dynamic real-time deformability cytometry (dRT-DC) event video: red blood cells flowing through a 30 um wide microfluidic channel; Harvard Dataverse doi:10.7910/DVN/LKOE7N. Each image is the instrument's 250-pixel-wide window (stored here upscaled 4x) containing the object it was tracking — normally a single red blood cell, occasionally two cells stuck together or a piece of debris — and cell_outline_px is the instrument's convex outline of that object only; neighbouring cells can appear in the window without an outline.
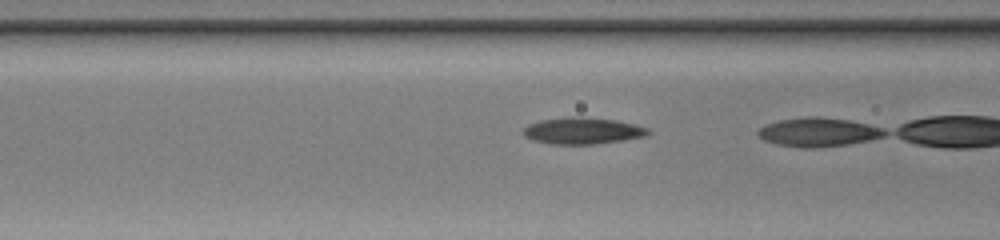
{"species": "common noctule bat (a hibernating species)", "species_latin": "Nyctalus noctula", "temperature_condition": "warm", "stored_images_in_passage": 25, "camera_frame_rate_fps": 3000, "um_per_image_px": 0.085, "animal": {"sex": "female", "body_mass_g": 20.0, "forearm_length_mm": 54.0}, "frame": {"image": 1, "passage_image": 18, "time_ms": 5.667, "image_size_px": [1000, 240], "cell_outline_px": [[652, 132], [644, 136], [624, 140], [596, 144], [552, 144], [532, 140], [524, 136], [520, 132], [528, 124], [540, 120], [568, 116], [580, 116], [616, 120], [648, 128]], "centroid_in_image_um": [49.47, 11.11], "position_along_channel_um": 117.1, "area_um2": 19.54}}